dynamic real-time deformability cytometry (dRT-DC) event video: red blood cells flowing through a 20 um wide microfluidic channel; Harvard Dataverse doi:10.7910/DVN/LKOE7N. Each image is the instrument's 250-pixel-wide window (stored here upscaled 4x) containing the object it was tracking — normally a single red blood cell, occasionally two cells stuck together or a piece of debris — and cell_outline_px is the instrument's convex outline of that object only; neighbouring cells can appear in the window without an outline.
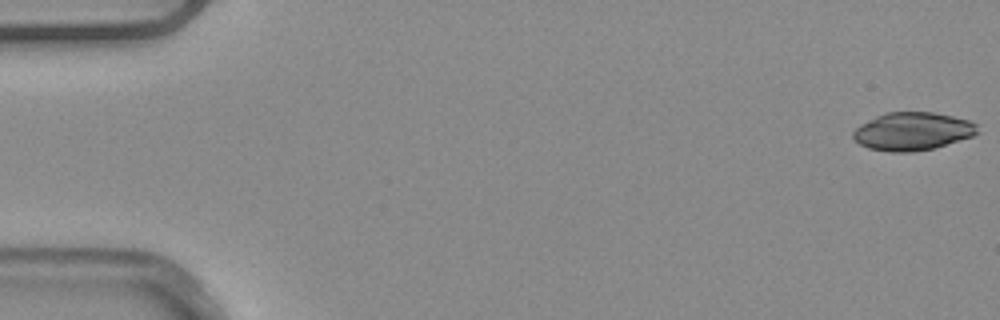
{"species": "common noctule bat (a hibernating species)", "species_latin": "Nyctalus noctula", "temperature_condition": "warm", "stored_images_in_passage": 52, "camera_frame_rate_fps": 3000, "um_per_image_px": 0.085, "animal": {"sex": "male", "body_mass_g": 20.4}, "frame": {"image": 1, "passage_image": 1, "time_ms": 0.0, "image_size_px": [1000, 320], "cell_outline_px": [[980, 132], [972, 136], [932, 148], [912, 152], [892, 152], [868, 148], [852, 140], [852, 132], [860, 124], [884, 112], [932, 112], [952, 116], [968, 120], [976, 124]], "centroid_in_image_um": [77.52, 11.16], "position_along_channel_um": 7.5, "area_um2": 27.51}}
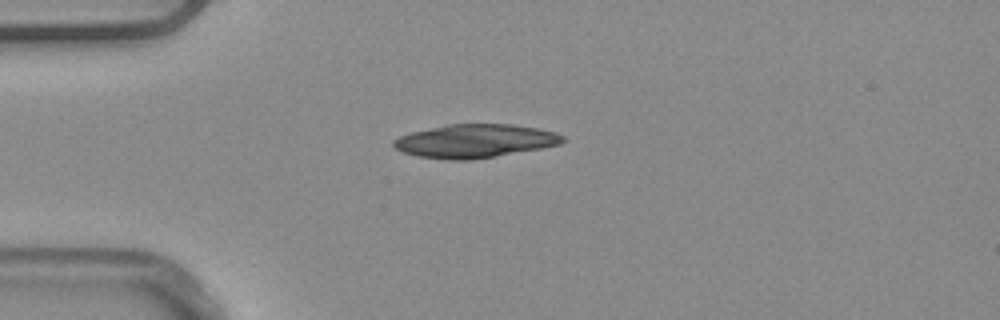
{"frame": {"image": 2, "passage_image": 14, "time_ms": 4.333, "image_size_px": [1000, 320], "cell_outline_px": [[568, 140], [560, 144], [540, 148], [468, 160], [448, 160], [416, 156], [404, 152], [396, 148], [392, 144], [392, 140], [400, 136], [412, 132], [448, 124], [512, 124], [540, 128], [556, 132], [564, 136]], "centroid_in_image_um": [40.39, 11.97], "position_along_channel_um": 44.6, "area_um2": 32.83}}